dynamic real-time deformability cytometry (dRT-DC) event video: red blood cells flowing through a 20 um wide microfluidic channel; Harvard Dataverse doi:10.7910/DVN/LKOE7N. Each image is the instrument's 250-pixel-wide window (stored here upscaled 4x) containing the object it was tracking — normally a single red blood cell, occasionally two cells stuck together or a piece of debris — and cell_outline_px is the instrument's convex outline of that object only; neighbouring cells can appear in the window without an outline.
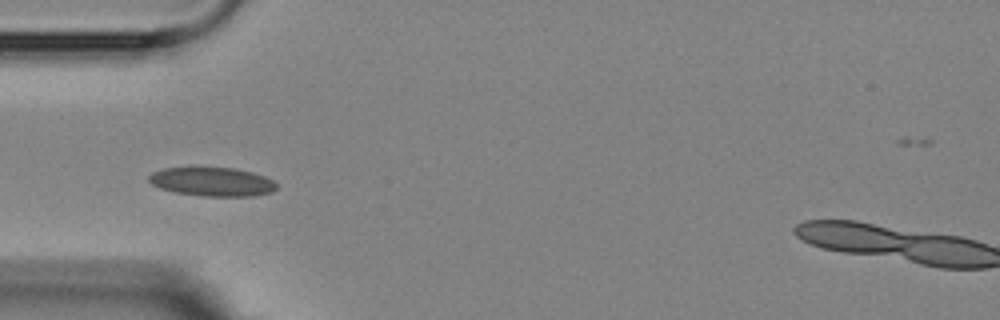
{"species": "Egyptian fruit bat (a non-hibernating species)", "species_latin": "Rousettus aegyptiacus", "temperature_condition": "room temperature", "stored_images_in_passage": 6, "camera_frame_rate_fps": 3000, "um_per_image_px": 0.085, "animal": {"sex": "female"}, "frame": {"image": 1, "passage_image": 4, "time_ms": 3.667, "image_size_px": [1000, 320], "cell_outline_px": [[276, 188], [272, 192], [252, 196], [200, 196], [176, 192], [160, 188], [152, 184], [148, 180], [148, 176], [152, 172], [164, 168], [232, 168], [252, 172], [264, 176], [272, 180], [276, 184]], "centroid_in_image_um": [18.02, 15.45], "position_along_channel_um": 67.0, "area_um2": 21.27}}
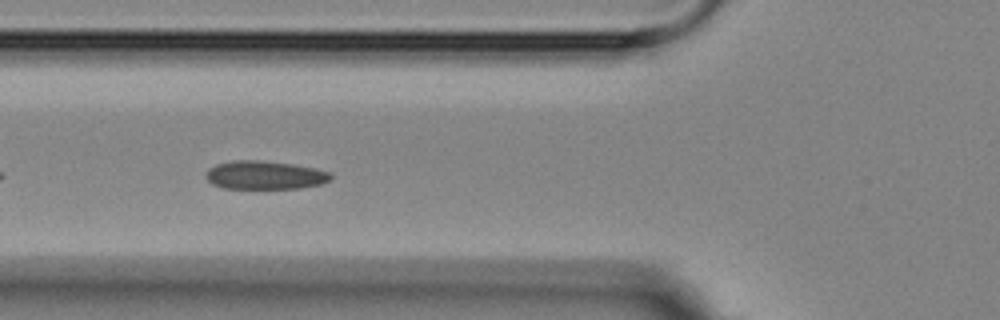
{"frame": {"image": 2, "passage_image": 5, "time_ms": 4.667, "image_size_px": [1000, 320], "cell_outline_px": [[332, 180], [320, 184], [300, 188], [224, 188], [212, 184], [204, 176], [208, 168], [216, 164], [232, 160], [260, 160], [292, 164], [332, 172]], "centroid_in_image_um": [22.49, 14.88], "position_along_channel_um": 103.3, "area_um2": 20.75}}
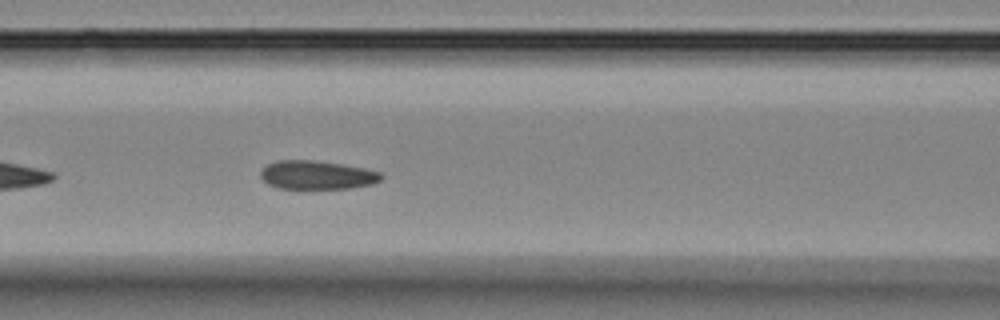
{"frame": {"image": 3, "passage_image": 6, "time_ms": 5.667, "image_size_px": [1000, 320], "cell_outline_px": [[384, 176], [380, 180], [372, 184], [352, 188], [280, 188], [268, 184], [260, 176], [260, 172], [268, 164], [276, 160], [316, 160], [364, 168], [380, 172]], "centroid_in_image_um": [26.95, 14.87], "position_along_channel_um": 139.6, "area_um2": 20.0}}